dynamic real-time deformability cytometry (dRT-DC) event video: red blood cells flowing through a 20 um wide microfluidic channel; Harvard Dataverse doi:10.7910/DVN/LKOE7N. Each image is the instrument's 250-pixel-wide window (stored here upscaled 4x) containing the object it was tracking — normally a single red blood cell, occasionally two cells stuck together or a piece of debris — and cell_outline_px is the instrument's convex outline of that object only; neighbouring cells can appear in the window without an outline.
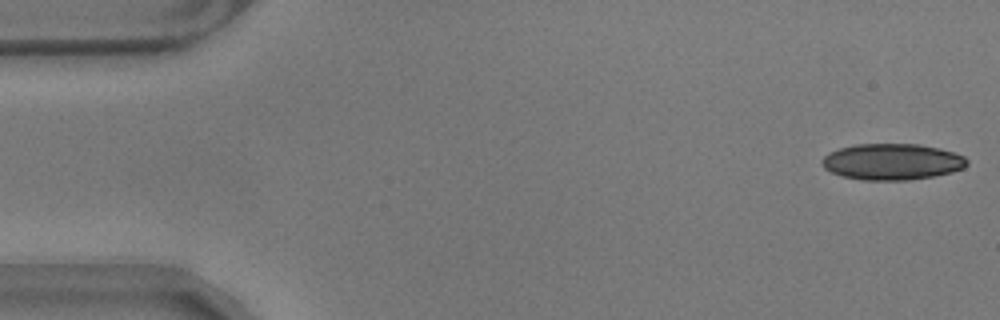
{"species": "common noctule bat (a hibernating species)", "species_latin": "Nyctalus noctula", "temperature_condition": "warm", "stored_images_in_passage": 16, "camera_frame_rate_fps": 3000, "um_per_image_px": 0.085, "animal": {"sex": "male", "body_mass_g": 17.9}, "frame": {"image": 1, "passage_image": 1, "time_ms": 0.0, "image_size_px": [1000, 320], "cell_outline_px": [[968, 164], [964, 168], [952, 172], [932, 176], [908, 180], [860, 180], [844, 176], [832, 172], [824, 168], [820, 160], [828, 152], [840, 148], [856, 144], [916, 144], [936, 148], [952, 152], [964, 156], [968, 160]], "centroid_in_image_um": [75.81, 13.75], "position_along_channel_um": 9.2, "area_um2": 30.52}}